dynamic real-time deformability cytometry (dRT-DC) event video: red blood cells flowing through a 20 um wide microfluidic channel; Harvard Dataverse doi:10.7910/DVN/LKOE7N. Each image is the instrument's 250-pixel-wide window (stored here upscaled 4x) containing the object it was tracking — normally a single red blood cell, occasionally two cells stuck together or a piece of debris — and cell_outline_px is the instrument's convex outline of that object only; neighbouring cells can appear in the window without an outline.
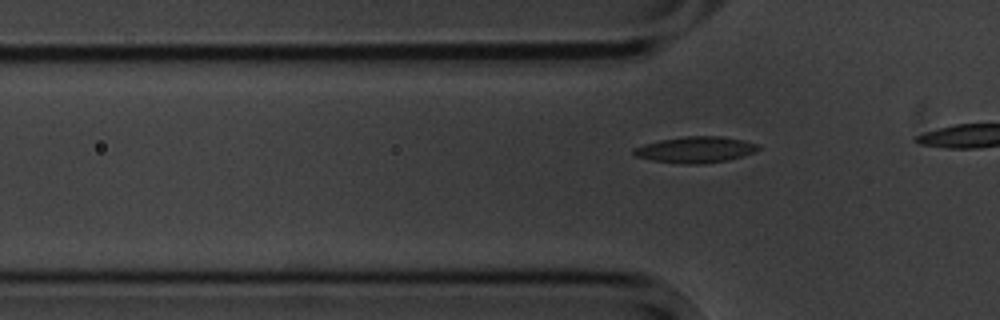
{"species": "common noctule bat (a hibernating species)", "species_latin": "Nyctalus noctula", "temperature_condition": "cold", "stored_images_in_passage": 5, "camera_frame_rate_fps": 3000, "um_per_image_px": 0.085, "animal": {"sex": "male", "body_mass_g": 20.1, "forearm_length_mm": 53.5}, "frame": {"image": 1, "passage_image": 5, "time_ms": 5.667, "image_size_px": [1000, 320], "cell_outline_px": [[760, 148], [756, 152], [744, 156], [728, 160], [704, 164], [680, 164], [652, 160], [636, 156], [632, 152], [632, 148], [644, 144], [660, 140], [684, 136], [720, 136], [744, 140], [760, 144]], "centroid_in_image_um": [59.15, 12.72], "position_along_channel_um": 66.6, "area_um2": 19.25}}